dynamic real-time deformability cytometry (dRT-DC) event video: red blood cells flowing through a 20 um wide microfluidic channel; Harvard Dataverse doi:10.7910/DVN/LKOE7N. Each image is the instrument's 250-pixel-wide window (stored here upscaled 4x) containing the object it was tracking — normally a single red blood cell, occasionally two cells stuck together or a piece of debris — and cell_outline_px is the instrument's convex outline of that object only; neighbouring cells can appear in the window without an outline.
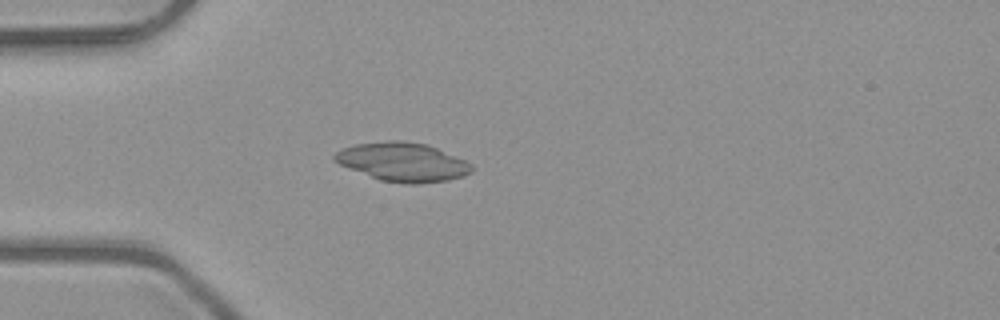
{"species": "common noctule bat (a hibernating species)", "species_latin": "Nyctalus noctula", "temperature_condition": "room temperature", "stored_images_in_passage": 4, "camera_frame_rate_fps": 3000, "um_per_image_px": 0.085, "animal": {"sex": "male", "body_mass_g": 23.1, "forearm_length_mm": 52.7}, "frame": {"image": 1, "passage_image": 4, "time_ms": 1.0, "image_size_px": [1000, 320], "cell_outline_px": [[472, 172], [464, 176], [448, 180], [416, 184], [408, 184], [380, 180], [340, 164], [332, 160], [332, 156], [336, 152], [344, 148], [356, 144], [388, 140], [400, 140], [424, 144], [436, 148], [464, 160], [472, 164]], "centroid_in_image_um": [34.22, 13.77], "position_along_channel_um": 50.8, "area_um2": 30.69}}